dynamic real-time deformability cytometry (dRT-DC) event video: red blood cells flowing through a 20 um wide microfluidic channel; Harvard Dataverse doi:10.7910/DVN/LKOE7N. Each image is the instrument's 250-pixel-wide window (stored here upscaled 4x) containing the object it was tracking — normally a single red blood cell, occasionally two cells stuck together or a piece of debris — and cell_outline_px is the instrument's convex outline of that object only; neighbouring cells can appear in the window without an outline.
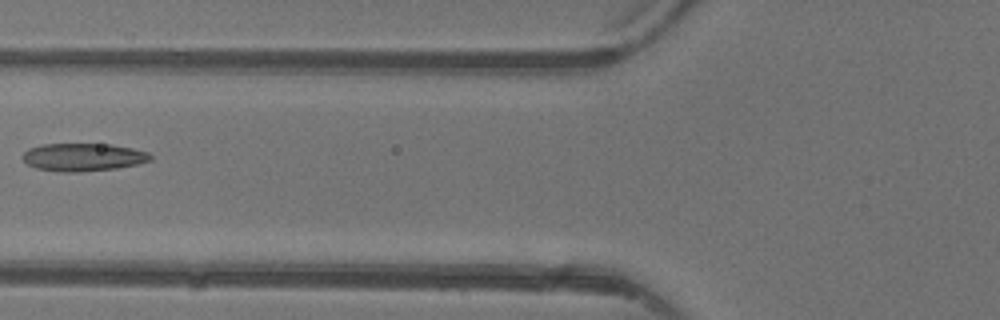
{"species": "common noctule bat (a hibernating species)", "species_latin": "Nyctalus noctula", "temperature_condition": "warm", "stored_images_in_passage": 5, "camera_frame_rate_fps": 3000, "um_per_image_px": 0.085, "animal": {"sex": "female"}, "frame": {"image": 1, "passage_image": 5, "time_ms": 4.667, "image_size_px": [1000, 320], "cell_outline_px": [[152, 160], [136, 164], [116, 168], [80, 172], [60, 172], [36, 168], [28, 164], [20, 156], [28, 148], [40, 144], [112, 144], [132, 148], [148, 152], [152, 156]], "centroid_in_image_um": [7.04, 13.35], "position_along_channel_um": 118.8, "area_um2": 20.87}}